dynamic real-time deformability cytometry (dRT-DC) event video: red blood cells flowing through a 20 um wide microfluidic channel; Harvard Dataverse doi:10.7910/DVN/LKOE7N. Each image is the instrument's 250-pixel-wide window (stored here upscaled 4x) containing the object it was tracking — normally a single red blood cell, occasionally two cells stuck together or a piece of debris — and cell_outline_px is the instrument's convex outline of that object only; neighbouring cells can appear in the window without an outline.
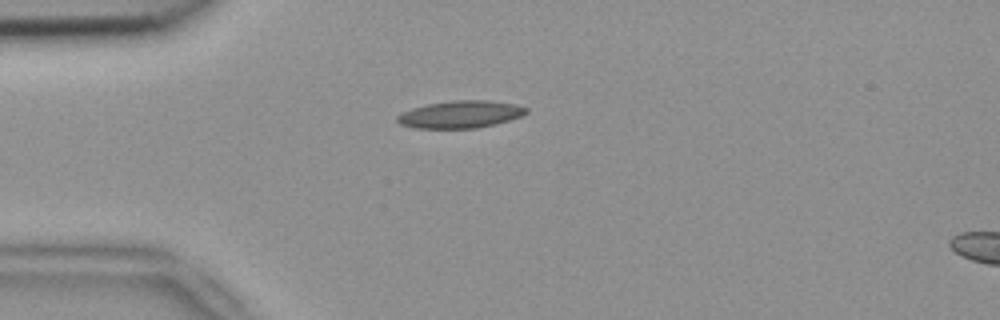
{"species": "common noctule bat (a hibernating species)", "species_latin": "Nyctalus noctula", "temperature_condition": "room temperature", "stored_images_in_passage": 41, "camera_frame_rate_fps": 3000, "um_per_image_px": 0.085, "animal": {"sex": "female", "body_mass_g": 18.4}, "frame": {"image": 1, "passage_image": 2, "time_ms": 0.333, "image_size_px": [1000, 320], "cell_outline_px": [[528, 112], [520, 116], [496, 124], [476, 128], [416, 128], [400, 124], [396, 120], [396, 116], [412, 108], [428, 104], [452, 100], [488, 100], [516, 104], [528, 108]], "centroid_in_image_um": [39.15, 9.71], "position_along_channel_um": 45.9, "area_um2": 20.46}}
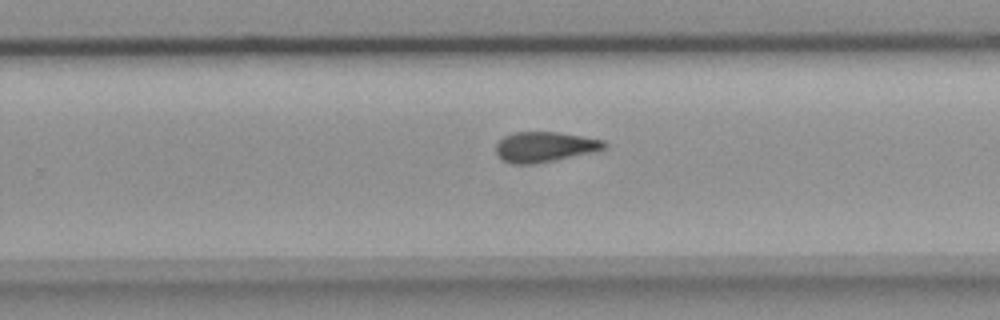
{"frame": {"image": 2, "passage_image": 22, "time_ms": 7.0, "image_size_px": [1000, 320], "cell_outline_px": [[608, 148], [596, 152], [532, 164], [516, 164], [500, 160], [496, 152], [496, 144], [504, 136], [512, 132], [556, 132], [604, 140], [608, 144]], "centroid_in_image_um": [46.32, 12.48], "position_along_channel_um": 283.5, "area_um2": 19.19}}
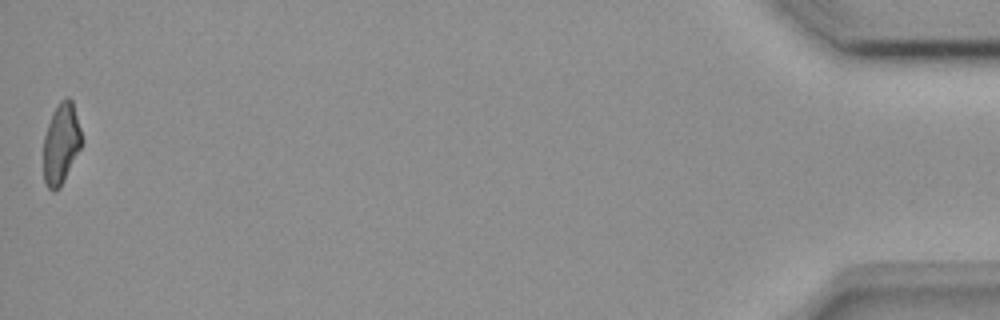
{"frame": {"image": 3, "passage_image": 41, "time_ms": 13.333, "image_size_px": [1000, 320], "cell_outline_px": [[80, 148], [60, 188], [52, 192], [48, 188], [44, 180], [44, 136], [52, 112], [60, 100], [68, 96], [72, 100], [80, 128]], "centroid_in_image_um": [5.17, 12.2], "position_along_channel_um": 430.0, "area_um2": 17.69}, "authors_computed_cell_mechanics": {"area_um2": 19.1896, "velocity_mm_per_s": 3.8227, "shape_relaxation_time_tau1_ms": null, "shape_relaxation_time_tau2_ms": 4.845, "deformation_change_tau1": null, "deformation_change_tau2": 0.1363}}